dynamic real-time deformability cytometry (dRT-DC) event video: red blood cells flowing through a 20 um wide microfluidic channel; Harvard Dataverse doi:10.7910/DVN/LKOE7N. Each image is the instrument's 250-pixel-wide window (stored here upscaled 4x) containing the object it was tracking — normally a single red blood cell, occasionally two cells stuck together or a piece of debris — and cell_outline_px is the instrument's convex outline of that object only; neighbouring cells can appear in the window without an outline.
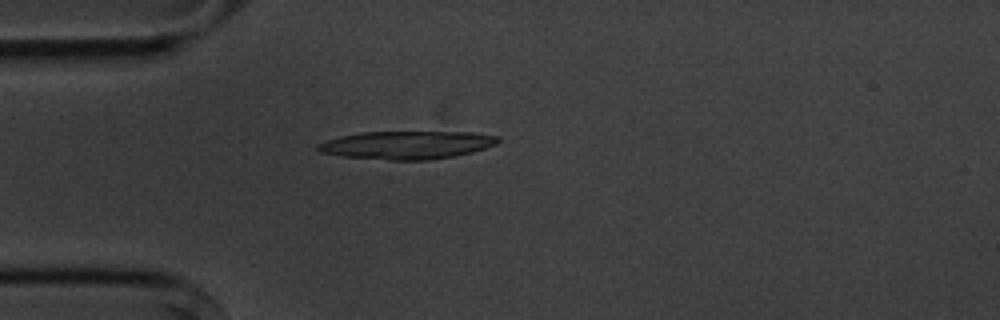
{"species": "common noctule bat (a hibernating species)", "species_latin": "Nyctalus noctula", "temperature_condition": "cold", "stored_images_in_passage": 3, "camera_frame_rate_fps": 3000, "um_per_image_px": 0.085, "animal": {"sex": "male", "body_mass_g": 20.1, "forearm_length_mm": 53.5}, "frame": {"image": 1, "passage_image": 3, "time_ms": 3.0, "image_size_px": [1000, 320], "cell_outline_px": [[500, 140], [496, 144], [472, 152], [452, 156], [428, 160], [388, 160], [340, 156], [320, 152], [316, 148], [316, 144], [340, 136], [364, 132], [472, 132], [500, 136]], "centroid_in_image_um": [34.58, 12.32], "position_along_channel_um": 50.4, "area_um2": 29.42}}